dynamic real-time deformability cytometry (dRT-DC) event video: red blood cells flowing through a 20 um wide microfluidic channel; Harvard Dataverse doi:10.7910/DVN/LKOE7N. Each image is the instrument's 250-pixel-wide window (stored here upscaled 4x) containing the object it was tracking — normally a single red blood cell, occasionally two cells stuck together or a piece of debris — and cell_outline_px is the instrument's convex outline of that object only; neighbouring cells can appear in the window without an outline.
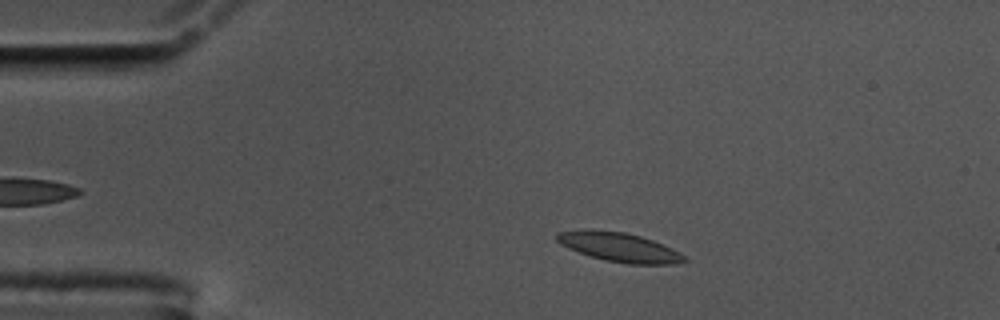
{"species": "common noctule bat (a hibernating species)", "species_latin": "Nyctalus noctula", "temperature_condition": "cold", "stored_images_in_passage": 45, "camera_frame_rate_fps": 3000, "um_per_image_px": 0.085, "animal": {"sex": "male", "body_mass_g": 17.5, "forearm_length_mm": 52.3}, "frame": {"image": 1, "passage_image": 7, "time_ms": 2.0, "image_size_px": [1000, 320], "cell_outline_px": [[688, 260], [676, 264], [628, 264], [604, 260], [568, 248], [560, 244], [556, 240], [556, 232], [588, 228], [624, 232], [640, 236], [652, 240], [672, 248], [688, 256]], "centroid_in_image_um": [52.65, 21.0], "position_along_channel_um": 32.4, "area_um2": 21.91}}
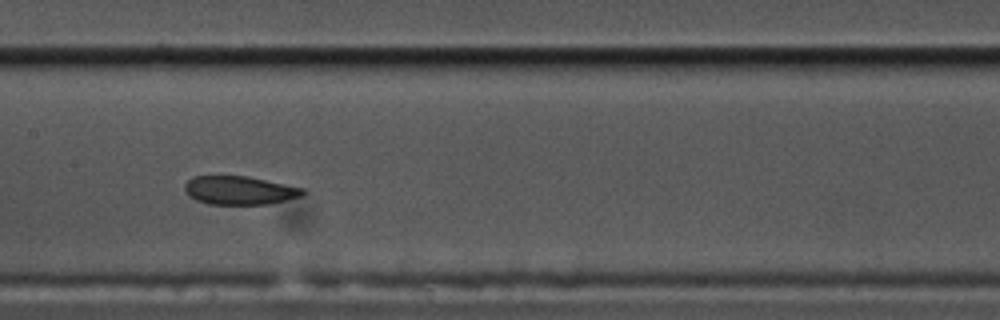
{"frame": {"image": 2, "passage_image": 24, "time_ms": 7.667, "image_size_px": [1000, 320], "cell_outline_px": [[304, 192], [300, 196], [268, 204], [208, 204], [196, 200], [188, 196], [184, 188], [184, 184], [192, 176], [248, 176], [304, 188]], "centroid_in_image_um": [20.31, 16.17], "position_along_channel_um": 187.1, "area_um2": 19.54}}
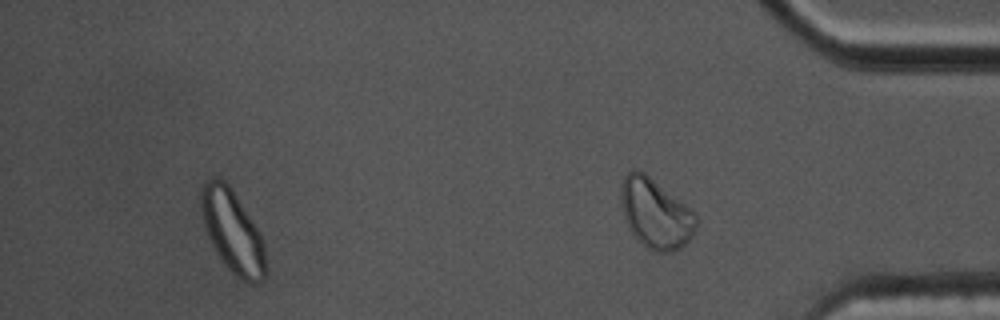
{"frame": {"image": 3, "passage_image": 41, "time_ms": 13.333, "image_size_px": [1000, 320], "cell_outline_px": [[268, 268], [264, 280], [256, 284], [248, 284], [240, 280], [224, 264], [216, 252], [208, 236], [204, 224], [200, 208], [200, 188], [212, 176], [216, 176], [224, 180], [228, 184], [260, 232], [264, 244]], "centroid_in_image_um": [19.79, 19.71], "position_along_channel_um": 415.4, "area_um2": 31.5}, "authors_computed_cell_mechanics": {"area_um2": 20.808, "velocity_mm_per_s": 3.5306, "shape_relaxation_time_tau1_ms": null, "shape_relaxation_time_tau2_ms": 3.6629, "deformation_change_tau1": null, "deformation_change_tau2": 0.0643}}